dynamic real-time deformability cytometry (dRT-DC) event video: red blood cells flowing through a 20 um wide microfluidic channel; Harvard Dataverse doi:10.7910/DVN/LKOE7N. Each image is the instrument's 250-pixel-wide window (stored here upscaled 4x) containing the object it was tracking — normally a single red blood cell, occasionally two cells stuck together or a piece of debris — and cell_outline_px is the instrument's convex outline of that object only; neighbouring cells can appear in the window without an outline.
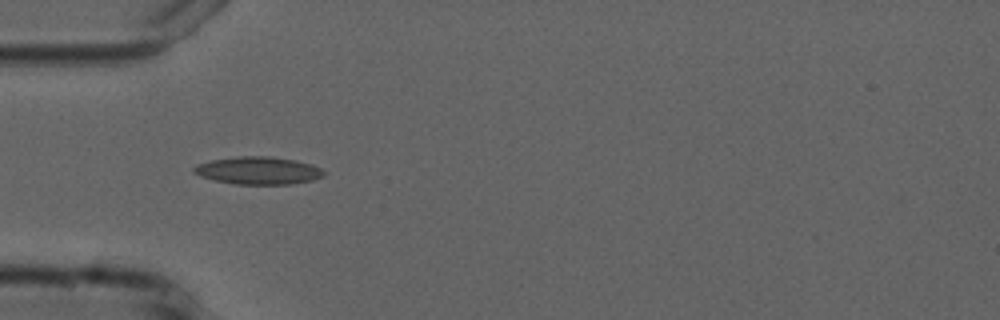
{"species": "common noctule bat (a hibernating species)", "species_latin": "Nyctalus noctula", "temperature_condition": "cold", "stored_images_in_passage": 5, "camera_frame_rate_fps": 3000, "um_per_image_px": 0.085, "animal": {"sex": "male", "forearm_length_mm": 52.5}, "frame": {"image": 1, "passage_image": 5, "time_ms": 5.333, "image_size_px": [1000, 320], "cell_outline_px": [[324, 176], [312, 180], [292, 184], [236, 184], [216, 180], [200, 176], [192, 172], [192, 168], [196, 164], [212, 160], [236, 156], [272, 156], [296, 160], [312, 164], [320, 168], [324, 172]], "centroid_in_image_um": [21.94, 14.49], "position_along_channel_um": 63.1, "area_um2": 20.98}}